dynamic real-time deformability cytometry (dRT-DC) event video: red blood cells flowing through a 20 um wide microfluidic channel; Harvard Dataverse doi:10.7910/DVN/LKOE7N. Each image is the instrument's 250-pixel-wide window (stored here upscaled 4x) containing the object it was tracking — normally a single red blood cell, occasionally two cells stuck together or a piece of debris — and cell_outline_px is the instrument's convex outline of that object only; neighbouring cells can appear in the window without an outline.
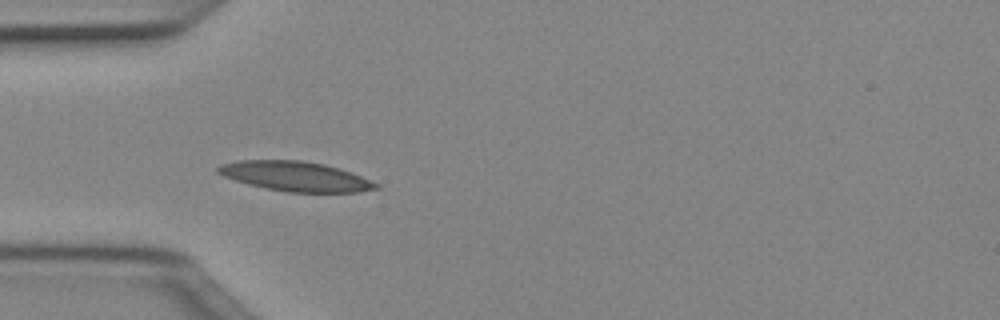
{"species": "Egyptian fruit bat (a non-hibernating species)", "species_latin": "Rousettus aegyptiacus", "temperature_condition": "cold", "stored_images_in_passage": 49, "camera_frame_rate_fps": 3000, "um_per_image_px": 0.085, "animal": {"sex": "female"}, "frame": {"image": 1, "passage_image": 14, "time_ms": 4.333, "image_size_px": [1000, 320], "cell_outline_px": [[380, 188], [360, 192], [288, 192], [248, 184], [224, 176], [216, 172], [216, 168], [220, 164], [240, 160], [300, 160], [324, 164], [340, 168], [380, 184]], "centroid_in_image_um": [25.13, 14.98], "position_along_channel_um": 59.9, "area_um2": 27.22}}
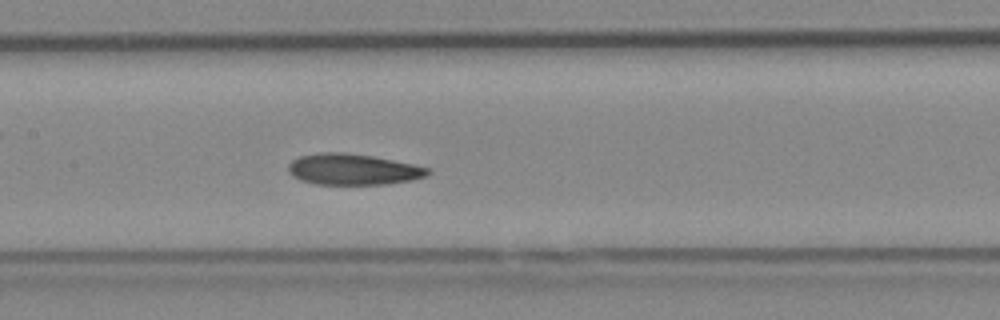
{"frame": {"image": 2, "passage_image": 23, "time_ms": 7.333, "image_size_px": [1000, 320], "cell_outline_px": [[432, 172], [428, 176], [412, 180], [388, 184], [316, 184], [300, 180], [292, 176], [288, 172], [288, 164], [292, 160], [300, 156], [320, 152], [344, 152], [372, 156], [432, 168]], "centroid_in_image_um": [30.02, 14.4], "position_along_channel_um": 177.4, "area_um2": 25.43}}
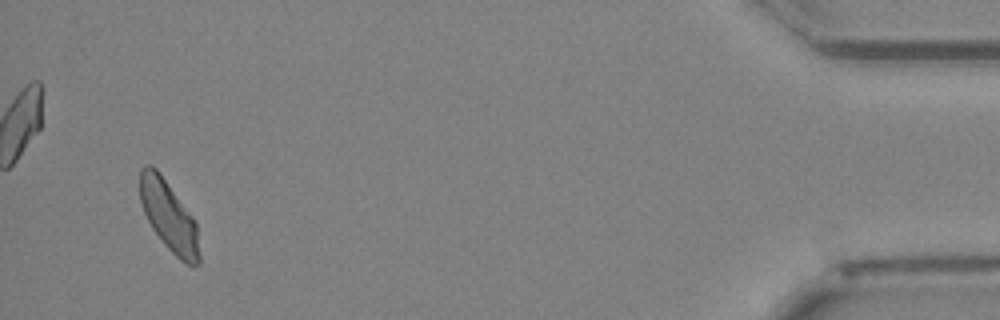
{"frame": {"image": 3, "passage_image": 47, "time_ms": 15.333, "image_size_px": [1000, 320], "cell_outline_px": [[200, 264], [188, 264], [180, 260], [164, 244], [152, 228], [144, 212], [140, 200], [140, 168], [144, 164], [152, 164], [160, 172], [196, 220], [200, 256]], "centroid_in_image_um": [14.36, 18.33], "position_along_channel_um": 420.8, "area_um2": 24.45}, "authors_computed_cell_mechanics": {"area_um2": 25.143, "velocity_mm_per_s": 4.0227, "shape_relaxation_time_tau1_ms": 5.6167, "shape_relaxation_time_tau2_ms": 3.4554, "deformation_change_tau1": 0.1478, "deformation_change_tau2": 0.1024}}